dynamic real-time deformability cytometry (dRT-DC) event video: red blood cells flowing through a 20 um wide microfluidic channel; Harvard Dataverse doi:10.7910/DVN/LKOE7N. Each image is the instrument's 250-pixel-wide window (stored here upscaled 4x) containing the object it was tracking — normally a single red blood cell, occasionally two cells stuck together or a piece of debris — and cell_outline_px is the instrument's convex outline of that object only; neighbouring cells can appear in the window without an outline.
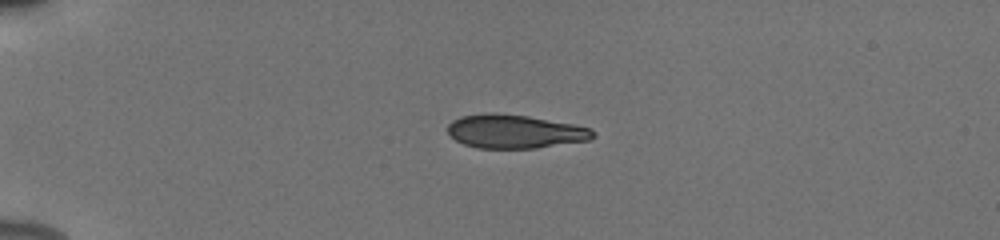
{"species": "human", "species_latin": "Homo sapiens", "temperature_condition": "cold", "stored_images_in_passage": 40, "camera_frame_rate_fps": 3000, "um_per_image_px": 0.085, "donor": {"sex": "male"}, "frame": {"image": 1, "passage_image": 1, "time_ms": 0.0, "image_size_px": [1000, 240], "cell_outline_px": [[596, 136], [588, 140], [536, 148], [476, 148], [464, 144], [456, 140], [448, 132], [448, 124], [452, 120], [460, 116], [488, 112], [496, 112], [528, 116], [572, 124], [592, 128], [596, 132]], "centroid_in_image_um": [43.76, 11.16], "position_along_channel_um": 41.2, "area_um2": 28.61}}
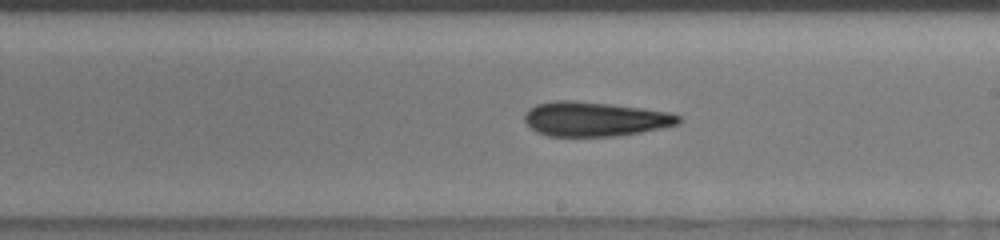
{"frame": {"image": 2, "passage_image": 20, "time_ms": 6.333, "image_size_px": [1000, 240], "cell_outline_px": [[680, 120], [676, 124], [660, 128], [640, 132], [612, 136], [548, 136], [536, 132], [524, 120], [524, 116], [528, 108], [536, 104], [556, 100], [572, 100], [608, 104], [640, 108], [668, 112], [680, 116]], "centroid_in_image_um": [50.49, 10.11], "position_along_channel_um": 238.5, "area_um2": 30.58}}
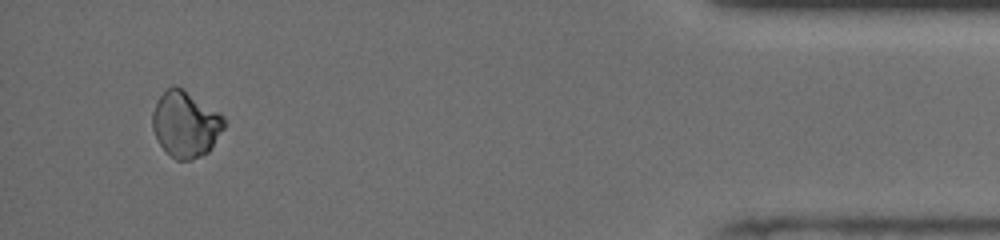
{"frame": {"image": 3, "passage_image": 38, "time_ms": 12.333, "image_size_px": [1000, 240], "cell_outline_px": [[224, 128], [208, 152], [192, 160], [176, 160], [160, 144], [152, 128], [152, 112], [160, 96], [172, 84], [176, 84], [220, 112], [224, 116]], "centroid_in_image_um": [15.78, 10.53], "position_along_channel_um": 419.4, "area_um2": 27.46}, "authors_computed_cell_mechanics": {"area_um2": 29.9115, "velocity_mm_per_s": 3.9238, "shape_relaxation_time_tau1_ms": 5.4352, "shape_relaxation_time_tau2_ms": 5.3322, "deformation_change_tau1": 0.0852, "deformation_change_tau2": 0.071}}